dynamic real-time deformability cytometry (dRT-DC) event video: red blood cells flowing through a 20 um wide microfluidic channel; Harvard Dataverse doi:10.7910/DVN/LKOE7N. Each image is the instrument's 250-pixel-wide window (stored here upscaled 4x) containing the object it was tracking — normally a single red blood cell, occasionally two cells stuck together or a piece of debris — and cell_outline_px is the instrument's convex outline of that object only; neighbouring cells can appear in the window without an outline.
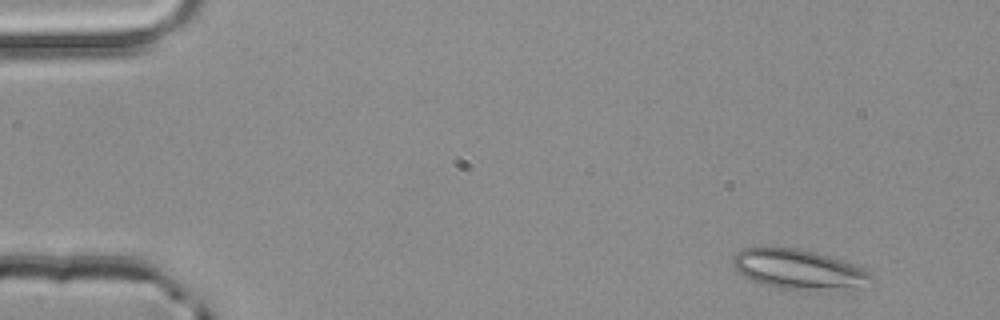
{"species": "common noctule bat (a hibernating species)", "species_latin": "Nyctalus noctula", "temperature_condition": "room temperature", "stored_images_in_passage": 3, "camera_frame_rate_fps": 3000, "um_per_image_px": 0.085, "animal": {"sex": "male", "body_mass_g": 20.4}, "frame": {"image": 1, "passage_image": 1, "time_ms": 0.0, "image_size_px": [1000, 320], "cell_outline_px": [[876, 280], [844, 292], [780, 288], [764, 284], [752, 280], [744, 276], [732, 264], [732, 256], [736, 252], [744, 248], [796, 248], [816, 252], [852, 264], [868, 272]], "centroid_in_image_um": [67.92, 22.92], "position_along_channel_um": 17.1, "area_um2": 32.08}}